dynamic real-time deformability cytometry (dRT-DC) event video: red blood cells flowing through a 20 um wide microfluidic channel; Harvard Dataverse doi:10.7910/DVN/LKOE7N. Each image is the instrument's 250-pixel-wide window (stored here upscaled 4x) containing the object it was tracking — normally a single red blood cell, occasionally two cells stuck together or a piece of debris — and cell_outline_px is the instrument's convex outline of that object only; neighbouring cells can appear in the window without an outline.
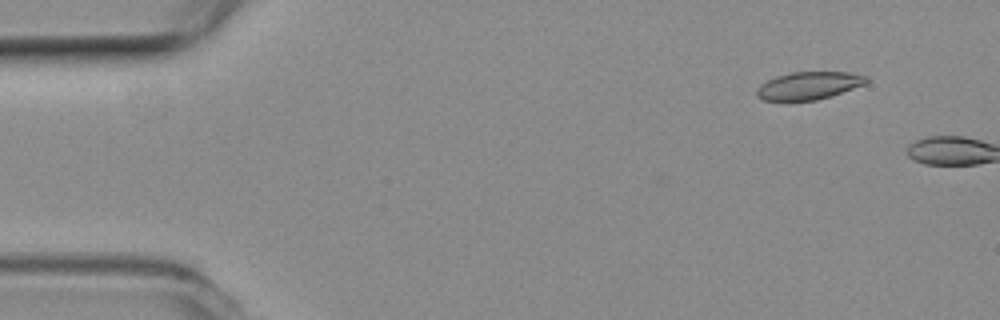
{"species": "common noctule bat (a hibernating species)", "species_latin": "Nyctalus noctula", "temperature_condition": "room temperature", "stored_images_in_passage": 2, "camera_frame_rate_fps": 3000, "um_per_image_px": 0.085, "animal": {"sex": "female", "body_mass_g": 19.3, "forearm_length_mm": 54.1}, "frame": {"image": 1, "passage_image": 1, "time_ms": 0.0, "image_size_px": [1000, 320], "cell_outline_px": [[868, 80], [864, 84], [832, 96], [816, 100], [788, 104], [764, 100], [756, 96], [756, 88], [760, 84], [776, 76], [792, 72], [848, 72], [868, 76]], "centroid_in_image_um": [68.67, 7.33], "position_along_channel_um": 16.3, "area_um2": 18.38}}